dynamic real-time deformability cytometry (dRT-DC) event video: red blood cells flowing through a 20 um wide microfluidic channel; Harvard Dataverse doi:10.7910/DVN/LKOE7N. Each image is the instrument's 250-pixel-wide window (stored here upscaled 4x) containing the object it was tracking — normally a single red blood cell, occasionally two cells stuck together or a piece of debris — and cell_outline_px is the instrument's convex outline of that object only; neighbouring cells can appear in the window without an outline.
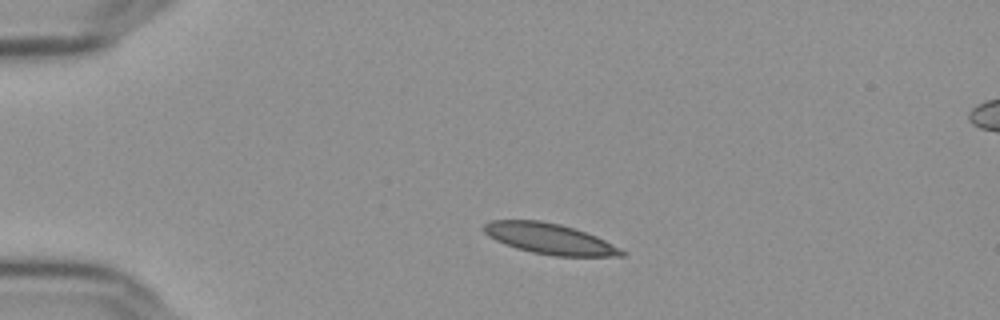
{"species": "Egyptian fruit bat (a non-hibernating species)", "species_latin": "Rousettus aegyptiacus", "temperature_condition": "cold", "stored_images_in_passage": 44, "camera_frame_rate_fps": 3000, "um_per_image_px": 0.085, "frame": {"image": 1, "passage_image": 1, "time_ms": 0.0, "image_size_px": [1000, 320], "cell_outline_px": [[628, 252], [624, 256], [552, 256], [532, 252], [516, 248], [504, 244], [488, 236], [484, 232], [484, 224], [492, 220], [540, 220], [560, 224], [596, 236]], "centroid_in_image_um": [46.71, 20.3], "position_along_channel_um": 38.3, "area_um2": 24.51}}
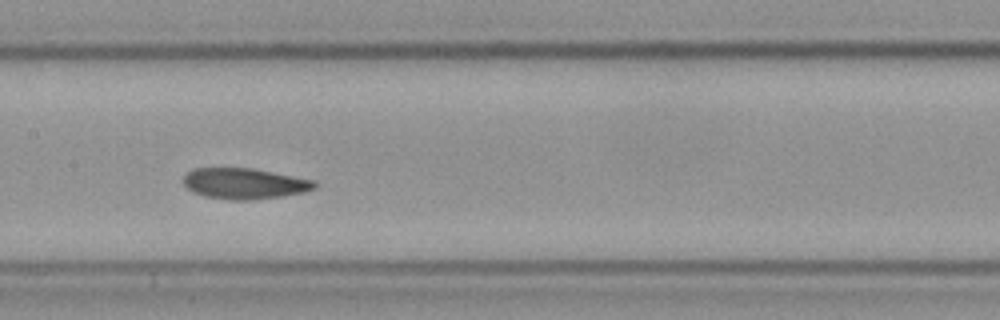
{"frame": {"image": 2, "passage_image": 17, "time_ms": 5.333, "image_size_px": [1000, 320], "cell_outline_px": [[316, 188], [304, 192], [280, 196], [252, 200], [232, 200], [204, 196], [192, 192], [184, 184], [184, 176], [192, 168], [252, 168], [316, 180]], "centroid_in_image_um": [20.78, 15.6], "position_along_channel_um": 186.6, "area_um2": 23.58}}
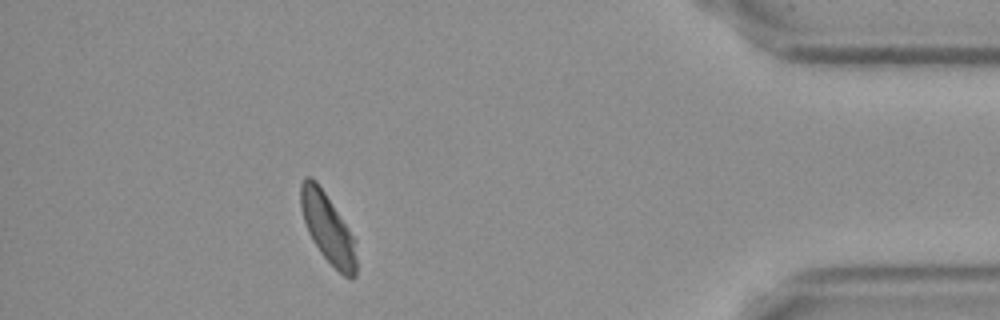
{"frame": {"image": 3, "passage_image": 39, "time_ms": 12.667, "image_size_px": [1000, 320], "cell_outline_px": [[356, 276], [352, 280], [344, 276], [320, 252], [312, 240], [308, 232], [300, 208], [300, 184], [304, 176], [312, 176], [316, 180], [356, 240]], "centroid_in_image_um": [27.85, 19.38], "position_along_channel_um": 407.3, "area_um2": 22.43}, "authors_computed_cell_mechanics": {"area_um2": 23.5824, "velocity_mm_per_s": 3.6002, "shape_relaxation_time_tau1_ms": null, "shape_relaxation_time_tau2_ms": 4.5134, "deformation_change_tau1": null, "deformation_change_tau2": 0.0785}}